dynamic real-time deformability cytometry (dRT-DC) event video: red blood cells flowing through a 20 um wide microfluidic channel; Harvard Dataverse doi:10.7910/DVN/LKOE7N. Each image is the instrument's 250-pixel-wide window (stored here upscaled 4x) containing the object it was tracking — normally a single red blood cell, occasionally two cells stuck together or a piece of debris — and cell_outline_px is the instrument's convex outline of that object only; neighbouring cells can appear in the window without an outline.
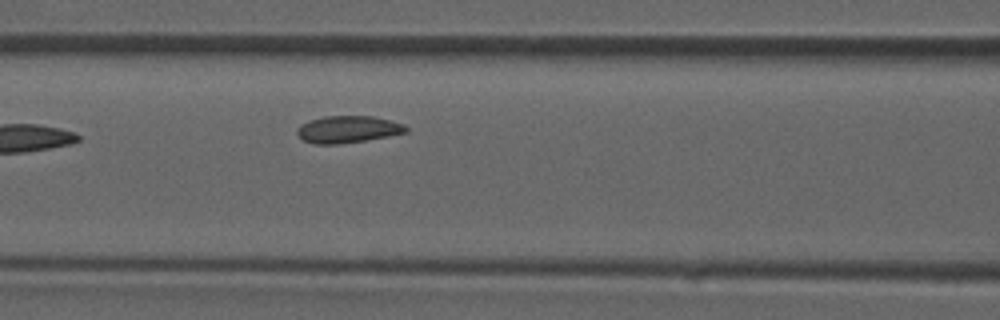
{"species": "common noctule bat (a hibernating species)", "species_latin": "Nyctalus noctula", "temperature_condition": "room temperature", "stored_images_in_passage": 4, "camera_frame_rate_fps": 3000, "um_per_image_px": 0.085, "animal": {"sex": "male", "forearm_length_mm": 52.5}, "frame": {"image": 1, "passage_image": 4, "time_ms": 1.0, "image_size_px": [1000, 320], "cell_outline_px": [[408, 132], [388, 136], [340, 144], [312, 144], [304, 140], [296, 132], [296, 128], [300, 124], [308, 120], [324, 116], [372, 116], [404, 124], [408, 128]], "centroid_in_image_um": [29.53, 10.99], "position_along_channel_um": 137.1, "area_um2": 17.17}}